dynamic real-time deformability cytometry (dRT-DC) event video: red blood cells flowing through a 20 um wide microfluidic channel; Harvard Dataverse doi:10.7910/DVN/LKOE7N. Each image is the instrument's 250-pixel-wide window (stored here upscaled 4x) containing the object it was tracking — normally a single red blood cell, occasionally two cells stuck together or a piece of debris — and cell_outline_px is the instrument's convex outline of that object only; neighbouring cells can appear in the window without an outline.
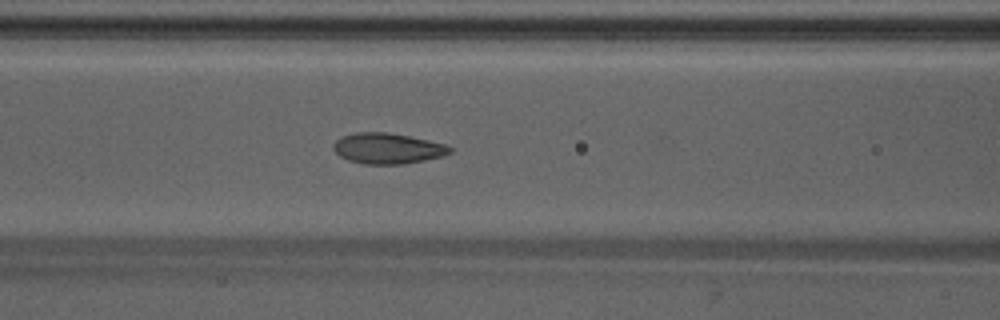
{"species": "Egyptian fruit bat (a non-hibernating species)", "species_latin": "Rousettus aegyptiacus", "temperature_condition": "warm", "stored_images_in_passage": 48, "camera_frame_rate_fps": 3000, "um_per_image_px": 0.085, "animal": {"sex": "male"}, "frame": {"image": 1, "passage_image": 20, "time_ms": 6.333, "image_size_px": [1000, 320], "cell_outline_px": [[452, 152], [444, 156], [404, 164], [364, 164], [348, 160], [340, 156], [332, 148], [332, 144], [336, 140], [344, 136], [356, 132], [388, 132], [448, 144], [452, 148]], "centroid_in_image_um": [32.97, 12.62], "position_along_channel_um": 133.6, "area_um2": 20.92}}
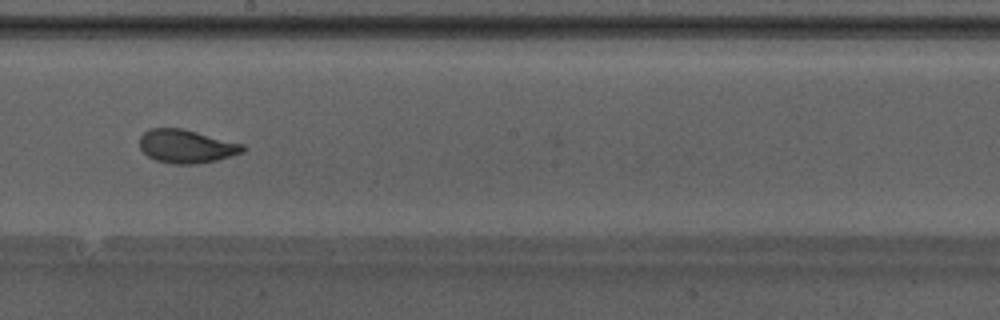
{"frame": {"image": 2, "passage_image": 27, "time_ms": 8.667, "image_size_px": [1000, 320], "cell_outline_px": [[248, 148], [244, 152], [216, 160], [196, 164], [172, 164], [156, 160], [148, 156], [140, 148], [140, 136], [148, 128], [184, 128], [244, 144]], "centroid_in_image_um": [15.86, 12.43], "position_along_channel_um": 232.3, "area_um2": 20.29}}
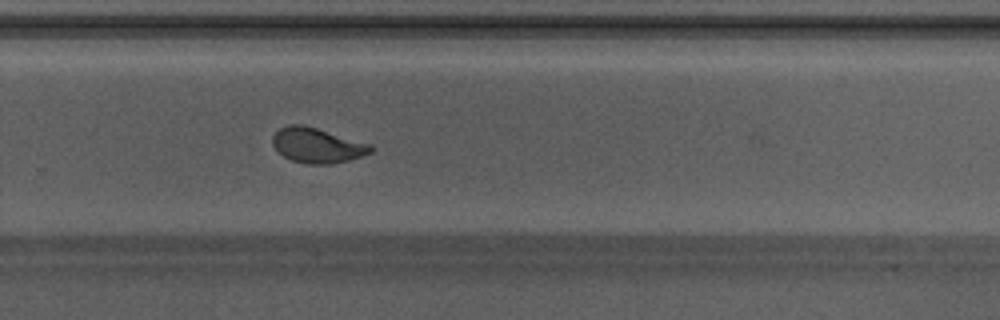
{"frame": {"image": 3, "passage_image": 32, "time_ms": 10.333, "image_size_px": [1000, 320], "cell_outline_px": [[376, 148], [372, 152], [348, 160], [332, 164], [308, 164], [292, 160], [284, 156], [272, 144], [272, 136], [280, 128], [288, 124], [300, 124], [316, 128], [372, 144]], "centroid_in_image_um": [26.98, 12.35], "position_along_channel_um": 302.8, "area_um2": 19.94}, "authors_computed_cell_mechanics": {"area_um2": 20.7213, "velocity_mm_per_s": 4.2414, "shape_relaxation_time_tau1_ms": 4.079, "shape_relaxation_time_tau2_ms": 0.8356, "deformation_change_tau1": 0.1638, "deformation_change_tau2": 0.076}}